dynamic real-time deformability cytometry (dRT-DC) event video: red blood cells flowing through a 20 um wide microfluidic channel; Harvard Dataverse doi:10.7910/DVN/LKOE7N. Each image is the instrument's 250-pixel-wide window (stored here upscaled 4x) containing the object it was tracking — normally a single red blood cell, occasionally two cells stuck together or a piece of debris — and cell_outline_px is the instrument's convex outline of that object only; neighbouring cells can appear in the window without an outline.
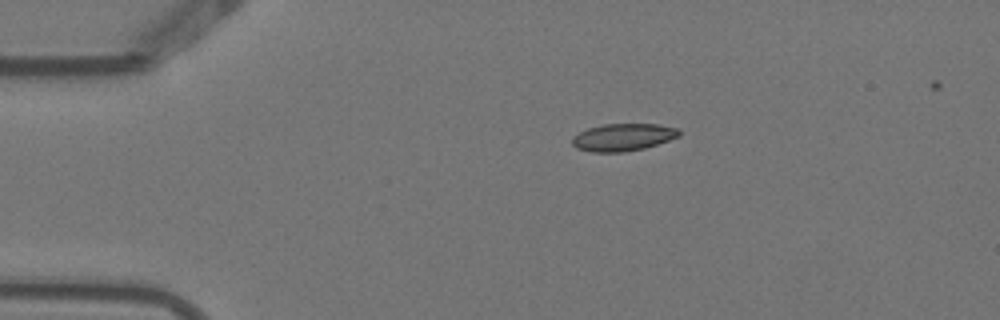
{"species": "Egyptian fruit bat (a non-hibernating species)", "species_latin": "Rousettus aegyptiacus", "temperature_condition": "warm", "stored_images_in_passage": 3, "camera_frame_rate_fps": 3000, "um_per_image_px": 0.085, "animal": {"sex": "female"}, "frame": {"image": 1, "passage_image": 1, "time_ms": 0.0, "image_size_px": [1000, 320], "cell_outline_px": [[680, 136], [644, 148], [624, 152], [592, 152], [576, 148], [572, 144], [572, 136], [588, 128], [604, 124], [660, 124], [680, 128]], "centroid_in_image_um": [52.97, 11.66], "position_along_channel_um": 32.0, "area_um2": 17.11}}
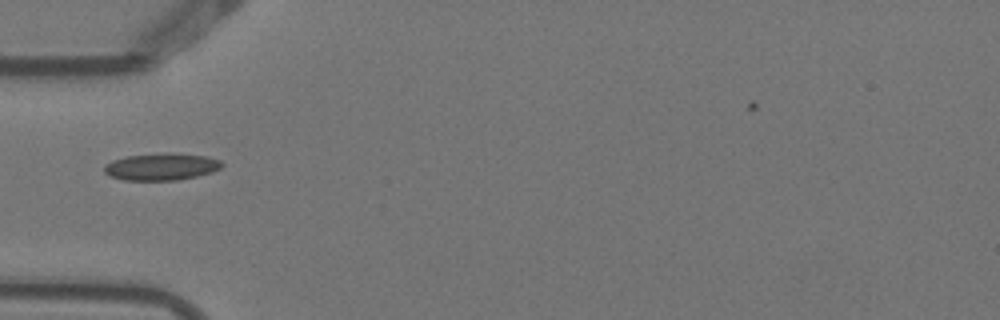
{"frame": {"image": 2, "passage_image": 3, "time_ms": 0.667, "image_size_px": [1000, 320], "cell_outline_px": [[224, 164], [220, 168], [212, 172], [196, 176], [176, 180], [124, 180], [112, 176], [104, 172], [104, 164], [112, 160], [128, 156], [164, 152], [172, 152], [204, 156], [220, 160]], "centroid_in_image_um": [13.71, 14.16], "position_along_channel_um": 71.3, "area_um2": 18.55}}